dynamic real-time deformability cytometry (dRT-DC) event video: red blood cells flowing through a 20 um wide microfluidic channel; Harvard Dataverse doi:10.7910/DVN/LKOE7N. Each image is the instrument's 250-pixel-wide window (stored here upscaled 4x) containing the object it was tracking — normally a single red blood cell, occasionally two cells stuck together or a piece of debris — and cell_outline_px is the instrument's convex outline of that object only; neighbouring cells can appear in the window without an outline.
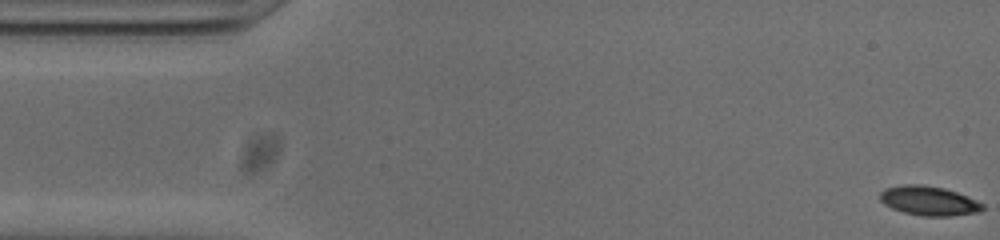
{"species": "common noctule bat (a hibernating species)", "species_latin": "Nyctalus noctula", "temperature_condition": "cold", "stored_images_in_passage": 28, "camera_frame_rate_fps": 3000, "um_per_image_px": 0.085, "animal": {"sex": "male", "body_mass_g": 20.0, "forearm_length_mm": 53.3}, "frame": {"image": 1, "passage_image": 1, "time_ms": 0.0, "image_size_px": [1000, 240], "cell_outline_px": [[984, 208], [980, 212], [948, 216], [924, 216], [904, 212], [892, 208], [884, 204], [880, 200], [880, 192], [884, 188], [904, 184], [924, 184], [944, 188], [968, 196], [984, 204]], "centroid_in_image_um": [78.95, 17.06], "position_along_channel_um": 6.0, "area_um2": 17.63}}
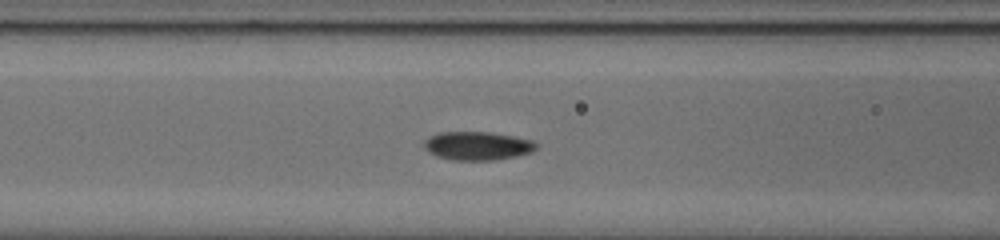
{"frame": {"image": 2, "passage_image": 20, "time_ms": 6.333, "image_size_px": [1000, 240], "cell_outline_px": [[536, 148], [532, 152], [516, 156], [492, 160], [452, 160], [436, 156], [428, 152], [424, 148], [424, 140], [428, 136], [440, 132], [492, 132], [516, 136], [532, 140], [536, 144]], "centroid_in_image_um": [40.56, 12.39], "position_along_channel_um": 126.0, "area_um2": 18.79}}
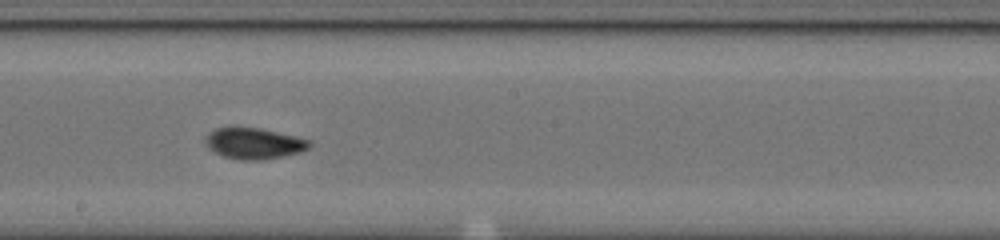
{"frame": {"image": 3, "passage_image": 28, "time_ms": 9.0, "image_size_px": [1000, 240], "cell_outline_px": [[312, 144], [308, 148], [300, 152], [284, 156], [264, 160], [240, 160], [224, 156], [208, 148], [204, 144], [204, 136], [208, 132], [216, 128], [228, 124], [260, 128], [308, 140]], "centroid_in_image_um": [21.48, 12.15], "position_along_channel_um": 226.7, "area_um2": 19.31}}